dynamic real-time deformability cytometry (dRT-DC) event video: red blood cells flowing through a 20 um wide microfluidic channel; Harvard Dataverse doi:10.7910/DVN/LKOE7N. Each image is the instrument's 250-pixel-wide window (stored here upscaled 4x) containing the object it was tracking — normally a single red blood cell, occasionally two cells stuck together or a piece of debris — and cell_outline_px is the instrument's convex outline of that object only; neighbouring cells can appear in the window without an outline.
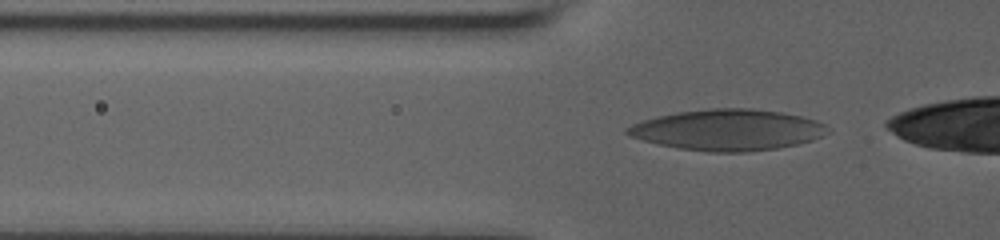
{"species": "human", "species_latin": "Homo sapiens", "temperature_condition": "room temperature", "stored_images_in_passage": 46, "camera_frame_rate_fps": 3000, "um_per_image_px": 0.085, "donor": {"sex": "male"}, "frame": {"image": 1, "passage_image": 15, "time_ms": 4.667, "image_size_px": [1000, 240], "cell_outline_px": [[832, 132], [812, 140], [796, 144], [776, 148], [748, 152], [708, 152], [680, 148], [656, 144], [632, 136], [624, 132], [624, 128], [632, 124], [656, 116], [676, 112], [708, 108], [752, 108], [780, 112], [800, 116], [816, 120], [832, 128]], "centroid_in_image_um": [61.88, 11.04], "position_along_channel_um": 63.9, "area_um2": 48.09}}
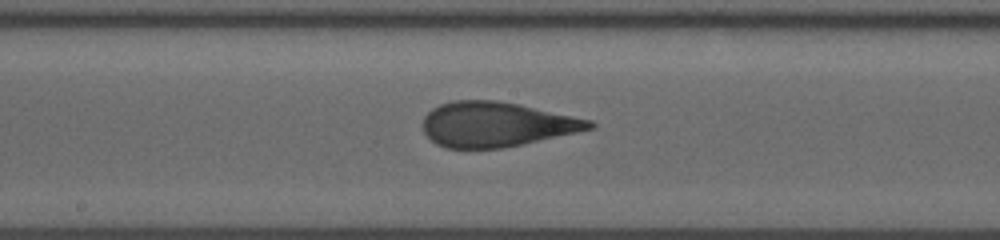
{"frame": {"image": 2, "passage_image": 27, "time_ms": 8.667, "image_size_px": [1000, 240], "cell_outline_px": [[596, 128], [504, 148], [444, 148], [436, 144], [424, 132], [420, 124], [424, 116], [432, 108], [440, 104], [452, 100], [496, 100], [520, 104], [592, 120], [596, 124]], "centroid_in_image_um": [42.17, 10.56], "position_along_channel_um": 206.0, "area_um2": 43.81}}
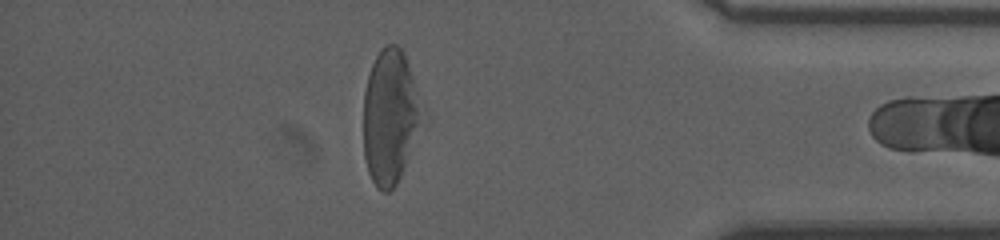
{"frame": {"image": 3, "passage_image": 45, "time_ms": 14.667, "image_size_px": [1000, 240], "cell_outline_px": [[432, 120], [396, 184], [388, 192], [384, 192], [376, 188], [368, 172], [364, 156], [364, 92], [368, 76], [372, 64], [380, 48], [384, 44], [396, 44], [404, 52]], "centroid_in_image_um": [33.32, 9.94], "position_along_channel_um": 401.9, "area_um2": 49.07}}